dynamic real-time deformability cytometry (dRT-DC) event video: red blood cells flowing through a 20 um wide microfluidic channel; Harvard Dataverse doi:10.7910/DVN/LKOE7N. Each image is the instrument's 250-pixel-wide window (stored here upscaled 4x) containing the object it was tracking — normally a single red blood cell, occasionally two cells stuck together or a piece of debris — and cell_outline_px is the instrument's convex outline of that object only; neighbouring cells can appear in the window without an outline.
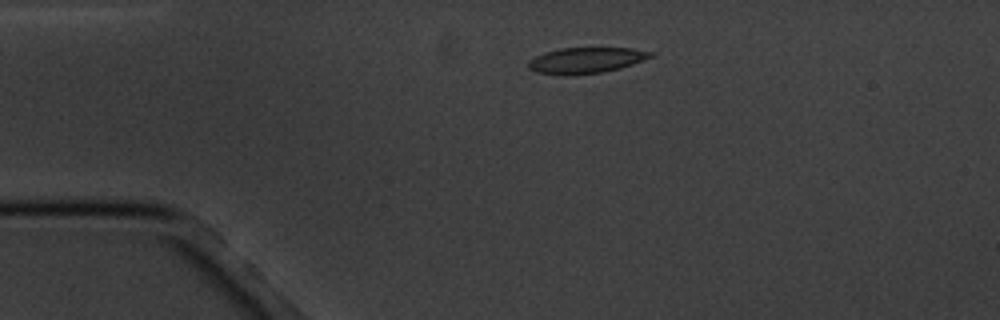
{"species": "common noctule bat (a hibernating species)", "species_latin": "Nyctalus noctula", "temperature_condition": "cold", "stored_images_in_passage": 4, "camera_frame_rate_fps": 3000, "um_per_image_px": 0.085, "animal": {"sex": "male", "body_mass_g": 20.1, "forearm_length_mm": 53.5}, "frame": {"image": 1, "passage_image": 3, "time_ms": 2.0, "image_size_px": [1000, 320], "cell_outline_px": [[656, 56], [620, 68], [604, 72], [536, 72], [528, 68], [528, 60], [544, 52], [560, 48], [632, 48], [656, 52]], "centroid_in_image_um": [49.92, 5.07], "position_along_channel_um": 35.1, "area_um2": 17.74}}